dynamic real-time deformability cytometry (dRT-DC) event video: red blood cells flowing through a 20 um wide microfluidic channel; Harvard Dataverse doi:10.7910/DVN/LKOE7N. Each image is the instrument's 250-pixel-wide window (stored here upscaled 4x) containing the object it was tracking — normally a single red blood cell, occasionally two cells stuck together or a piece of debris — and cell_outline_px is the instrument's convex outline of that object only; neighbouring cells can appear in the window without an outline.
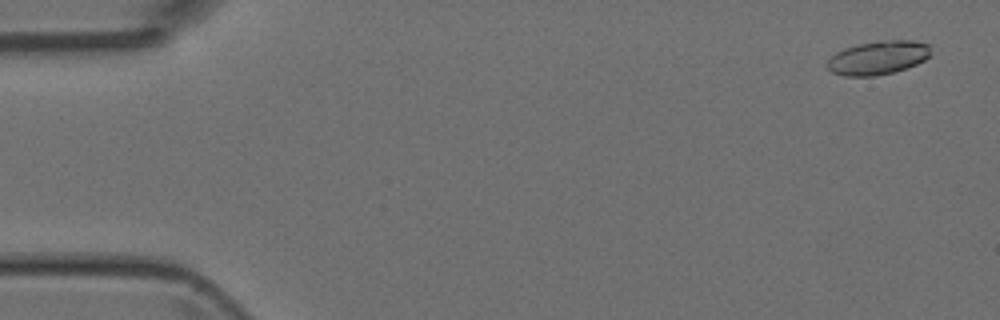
{"species": "Egyptian fruit bat (a non-hibernating species)", "species_latin": "Rousettus aegyptiacus", "temperature_condition": "room temperature", "stored_images_in_passage": 4, "camera_frame_rate_fps": 3000, "um_per_image_px": 0.085, "animal": {"sex": "female"}, "frame": {"image": 1, "passage_image": 1, "time_ms": 0.0, "image_size_px": [1000, 320], "cell_outline_px": [[928, 56], [924, 60], [916, 64], [892, 72], [872, 76], [844, 76], [832, 72], [828, 68], [828, 60], [836, 52], [844, 48], [860, 44], [888, 40], [912, 40], [928, 44]], "centroid_in_image_um": [74.6, 4.91], "position_along_channel_um": 10.4, "area_um2": 19.83}}
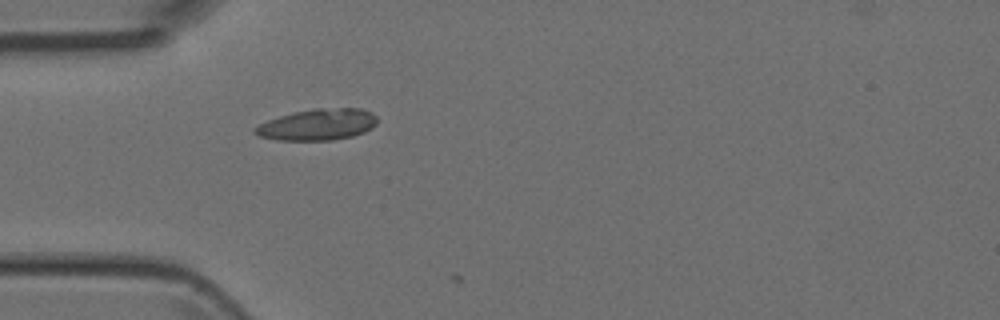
{"frame": {"image": 2, "passage_image": 4, "time_ms": 4.333, "image_size_px": [1000, 320], "cell_outline_px": [[376, 124], [372, 128], [364, 132], [352, 136], [332, 140], [276, 140], [260, 136], [252, 132], [252, 128], [268, 120], [280, 116], [296, 112], [316, 108], [360, 108], [372, 112], [376, 116]], "centroid_in_image_um": [27.0, 10.59], "position_along_channel_um": 58.0, "area_um2": 22.25}}